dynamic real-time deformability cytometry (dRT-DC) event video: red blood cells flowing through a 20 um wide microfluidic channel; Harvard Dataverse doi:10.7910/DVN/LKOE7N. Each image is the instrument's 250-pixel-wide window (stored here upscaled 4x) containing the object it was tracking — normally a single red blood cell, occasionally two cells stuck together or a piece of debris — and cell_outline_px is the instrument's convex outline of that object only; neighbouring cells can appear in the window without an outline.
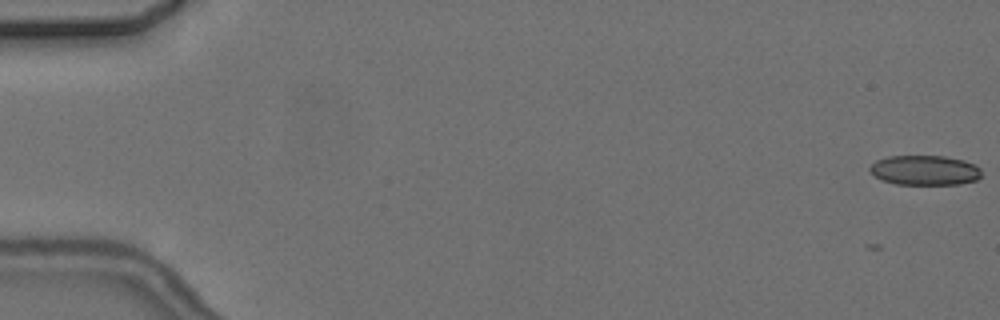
{"species": "common noctule bat (a hibernating species)", "species_latin": "Nyctalus noctula", "temperature_condition": "cold", "stored_images_in_passage": 6, "camera_frame_rate_fps": 3000, "um_per_image_px": 0.085, "animal": {"sex": "female", "body_mass_g": 24.6, "forearm_length_mm": 56.2}, "frame": {"image": 1, "passage_image": 1, "time_ms": 0.0, "image_size_px": [1000, 320], "cell_outline_px": [[980, 176], [976, 180], [960, 184], [896, 184], [880, 180], [868, 168], [876, 160], [888, 156], [944, 156], [964, 160], [976, 164], [980, 168]], "centroid_in_image_um": [78.61, 14.47], "position_along_channel_um": 6.4, "area_um2": 19.42}}